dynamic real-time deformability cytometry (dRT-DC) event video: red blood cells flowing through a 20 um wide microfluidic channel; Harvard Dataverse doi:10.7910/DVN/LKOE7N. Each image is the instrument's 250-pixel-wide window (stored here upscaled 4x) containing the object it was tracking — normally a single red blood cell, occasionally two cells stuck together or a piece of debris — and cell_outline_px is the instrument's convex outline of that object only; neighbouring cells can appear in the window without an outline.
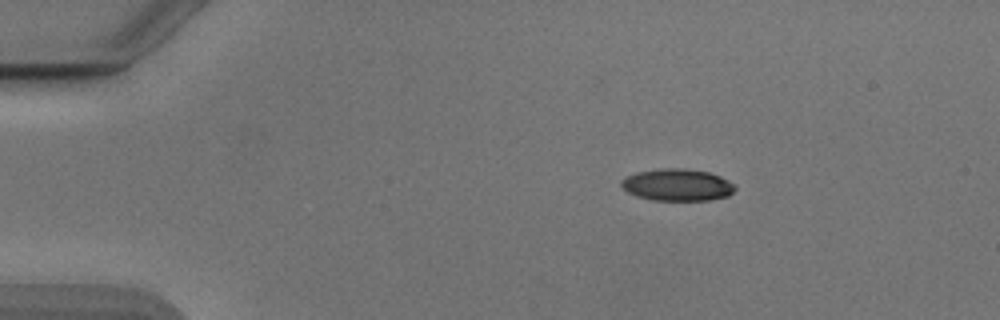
{"species": "Egyptian fruit bat (a non-hibernating species)", "species_latin": "Rousettus aegyptiacus", "temperature_condition": "cold", "stored_images_in_passage": 46, "camera_frame_rate_fps": 3000, "um_per_image_px": 0.085, "animal": {"sex": "male"}, "frame": {"image": 1, "passage_image": 1, "time_ms": 0.0, "image_size_px": [1000, 320], "cell_outline_px": [[736, 188], [728, 196], [708, 200], [652, 200], [636, 196], [628, 192], [620, 184], [620, 180], [624, 176], [636, 172], [660, 168], [684, 168], [708, 172], [720, 176], [728, 180]], "centroid_in_image_um": [57.53, 15.7], "position_along_channel_um": 27.5, "area_um2": 21.27}}
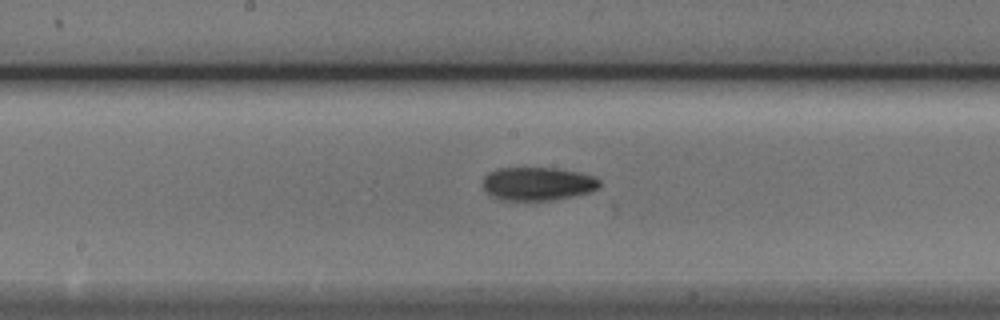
{"frame": {"image": 2, "passage_image": 20, "time_ms": 6.333, "image_size_px": [1000, 320], "cell_outline_px": [[600, 184], [592, 192], [552, 200], [500, 200], [484, 192], [480, 184], [484, 176], [488, 172], [496, 168], [556, 168], [596, 176], [600, 180]], "centroid_in_image_um": [45.64, 15.62], "position_along_channel_um": 202.6, "area_um2": 23.0}}
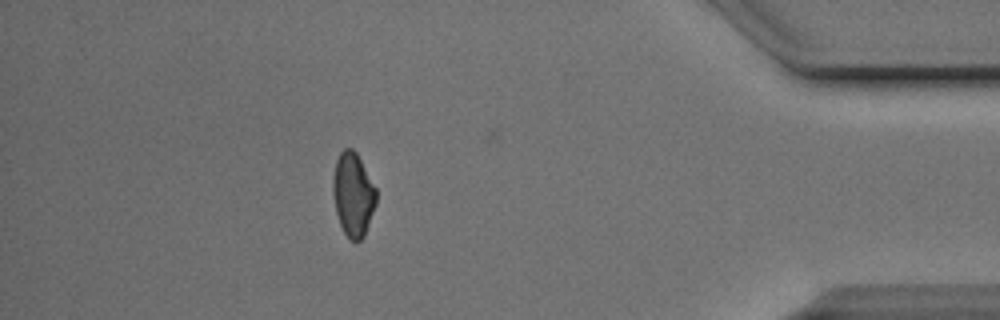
{"frame": {"image": 3, "passage_image": 39, "time_ms": 12.667, "image_size_px": [1000, 320], "cell_outline_px": [[376, 204], [364, 236], [356, 244], [348, 240], [340, 224], [336, 212], [332, 188], [332, 180], [336, 160], [340, 152], [344, 148], [352, 148], [356, 152], [376, 188]], "centroid_in_image_um": [30.0, 16.56], "position_along_channel_um": 405.2, "area_um2": 21.21}, "authors_computed_cell_mechanics": {"area_um2": 21.7328, "velocity_mm_per_s": 3.8956, "shape_relaxation_time_tau1_ms": 8.3014, "shape_relaxation_time_tau2_ms": 4.1805, "deformation_change_tau1": 0.1802, "deformation_change_tau2": 0.1079}}